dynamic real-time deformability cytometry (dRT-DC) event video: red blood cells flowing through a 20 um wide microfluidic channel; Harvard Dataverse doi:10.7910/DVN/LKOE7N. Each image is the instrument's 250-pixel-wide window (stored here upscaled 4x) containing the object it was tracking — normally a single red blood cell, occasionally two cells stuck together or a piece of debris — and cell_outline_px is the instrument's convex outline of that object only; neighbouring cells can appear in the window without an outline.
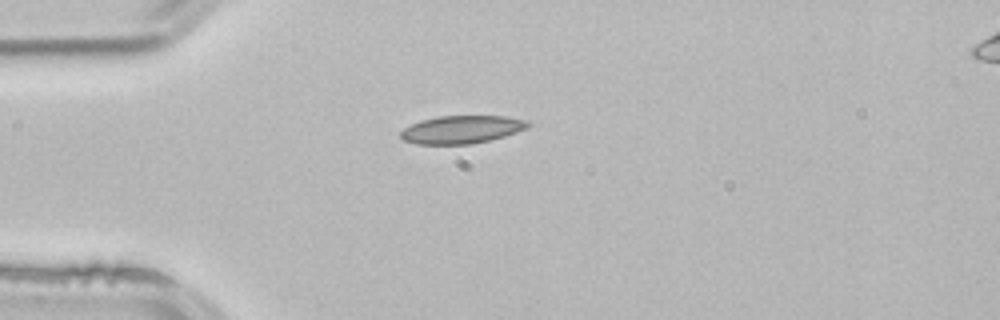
{"species": "common noctule bat (a hibernating species)", "species_latin": "Nyctalus noctula", "temperature_condition": "room temperature", "stored_images_in_passage": 1, "camera_frame_rate_fps": 3000, "um_per_image_px": 0.085, "animal": {"sex": "male", "body_mass_g": 21.5, "forearm_length_mm": 52.0}, "frame": {"image": 1, "passage_image": 1, "time_ms": 0.0, "image_size_px": [1000, 320], "cell_outline_px": [[532, 124], [528, 128], [504, 136], [488, 140], [468, 144], [416, 144], [404, 140], [400, 136], [400, 132], [404, 128], [420, 120], [436, 116], [504, 116], [528, 120]], "centroid_in_image_um": [39.25, 11.0], "position_along_channel_um": 45.8, "area_um2": 20.69}}